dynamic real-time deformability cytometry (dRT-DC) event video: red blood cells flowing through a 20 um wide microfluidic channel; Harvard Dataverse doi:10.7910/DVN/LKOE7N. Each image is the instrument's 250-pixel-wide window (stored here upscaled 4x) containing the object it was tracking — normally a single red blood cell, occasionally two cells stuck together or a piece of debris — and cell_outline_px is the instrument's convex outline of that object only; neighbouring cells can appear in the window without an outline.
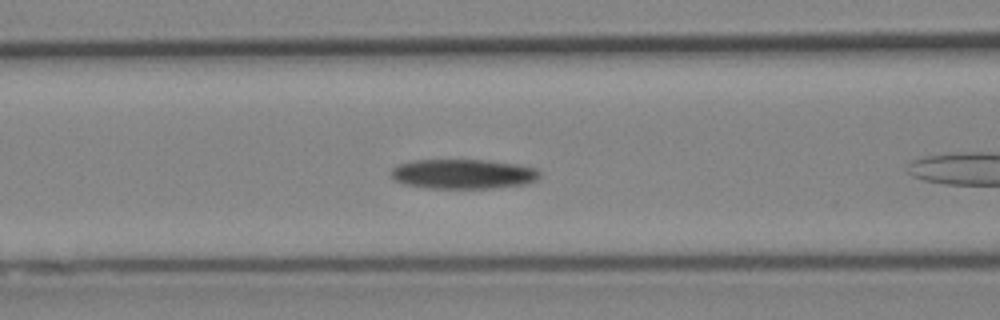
{"species": "Egyptian fruit bat (a non-hibernating species)", "species_latin": "Rousettus aegyptiacus", "temperature_condition": "cold", "stored_images_in_passage": 31, "camera_frame_rate_fps": 3000, "um_per_image_px": 0.085, "animal": {"sex": "female"}, "frame": {"image": 1, "passage_image": 7, "time_ms": 2.0, "image_size_px": [1000, 320], "cell_outline_px": [[540, 176], [536, 180], [528, 184], [496, 188], [424, 188], [404, 184], [396, 180], [388, 172], [392, 168], [400, 164], [416, 160], [484, 160], [520, 164], [536, 168], [540, 172]], "centroid_in_image_um": [39.4, 14.79], "position_along_channel_um": 127.2, "area_um2": 25.95}}
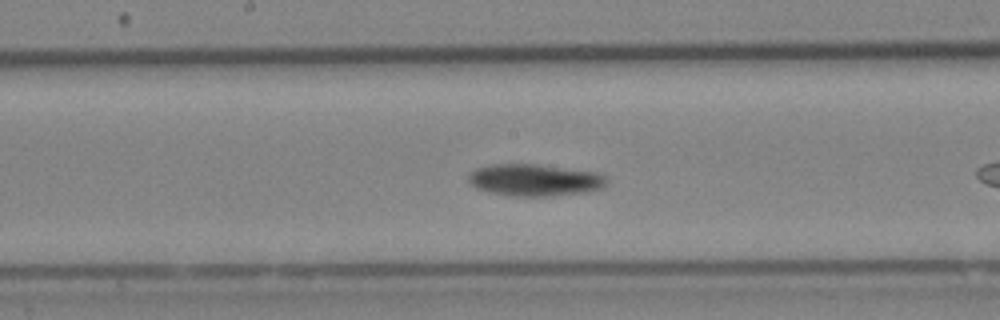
{"frame": {"image": 2, "passage_image": 13, "time_ms": 4.0, "image_size_px": [1000, 320], "cell_outline_px": [[608, 180], [600, 188], [588, 192], [552, 196], [512, 196], [492, 192], [476, 188], [468, 180], [468, 176], [476, 168], [492, 164], [536, 164], [600, 172]], "centroid_in_image_um": [45.47, 15.3], "position_along_channel_um": 202.7, "area_um2": 25.72}}
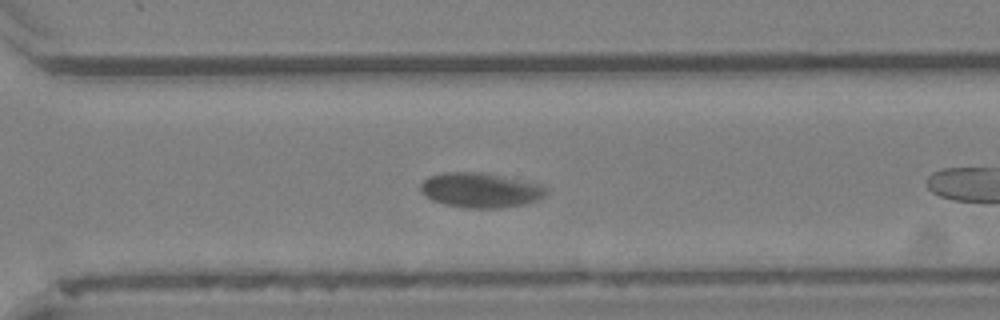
{"frame": {"image": 3, "passage_image": 23, "time_ms": 7.333, "image_size_px": [1000, 320], "cell_outline_px": [[548, 192], [540, 200], [524, 204], [500, 208], [464, 208], [444, 204], [432, 200], [424, 196], [420, 192], [420, 184], [428, 176], [444, 172], [484, 172], [504, 176], [540, 184], [548, 188]], "centroid_in_image_um": [40.83, 16.16], "position_along_channel_um": 329.8, "area_um2": 25.89}, "authors_computed_cell_mechanics": {"area_um2": 25.8944, "velocity_mm_per_s": 3.8019, "shape_relaxation_time_tau1_ms": 6.1582, "shape_relaxation_time_tau2_ms": null, "deformation_change_tau1": 0.1492, "deformation_change_tau2": null}}